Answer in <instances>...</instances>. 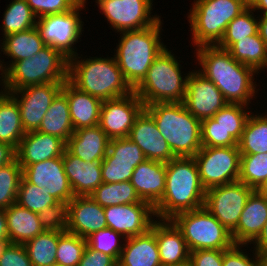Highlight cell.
Masks as SVG:
<instances>
[{
  "label": "cell",
  "mask_w": 267,
  "mask_h": 266,
  "mask_svg": "<svg viewBox=\"0 0 267 266\" xmlns=\"http://www.w3.org/2000/svg\"><path fill=\"white\" fill-rule=\"evenodd\" d=\"M78 55L68 59V80L81 91L102 101L134 91L125 80L114 56L83 58Z\"/></svg>",
  "instance_id": "3957f363"
},
{
  "label": "cell",
  "mask_w": 267,
  "mask_h": 266,
  "mask_svg": "<svg viewBox=\"0 0 267 266\" xmlns=\"http://www.w3.org/2000/svg\"><path fill=\"white\" fill-rule=\"evenodd\" d=\"M1 40V39H0ZM1 43V42H0ZM0 50H1V44H0ZM2 52H0L1 54ZM1 56V55H0ZM0 87L2 86L3 87V84H4V79H5V69H4V66H3V63H2V60L0 59Z\"/></svg>",
  "instance_id": "6125c7cd"
},
{
  "label": "cell",
  "mask_w": 267,
  "mask_h": 266,
  "mask_svg": "<svg viewBox=\"0 0 267 266\" xmlns=\"http://www.w3.org/2000/svg\"><path fill=\"white\" fill-rule=\"evenodd\" d=\"M196 51V52H195ZM194 57L201 69L198 72L212 81L227 103L250 106L258 90L253 68L236 61L227 50L215 46H199Z\"/></svg>",
  "instance_id": "6da1fadb"
},
{
  "label": "cell",
  "mask_w": 267,
  "mask_h": 266,
  "mask_svg": "<svg viewBox=\"0 0 267 266\" xmlns=\"http://www.w3.org/2000/svg\"><path fill=\"white\" fill-rule=\"evenodd\" d=\"M188 12L192 42L199 46L217 45L228 24L249 7V0H194Z\"/></svg>",
  "instance_id": "52a82bcc"
},
{
  "label": "cell",
  "mask_w": 267,
  "mask_h": 266,
  "mask_svg": "<svg viewBox=\"0 0 267 266\" xmlns=\"http://www.w3.org/2000/svg\"><path fill=\"white\" fill-rule=\"evenodd\" d=\"M150 229L156 236L162 266L189 263L190 250L181 231L171 220L156 219Z\"/></svg>",
  "instance_id": "7402d4cb"
},
{
  "label": "cell",
  "mask_w": 267,
  "mask_h": 266,
  "mask_svg": "<svg viewBox=\"0 0 267 266\" xmlns=\"http://www.w3.org/2000/svg\"><path fill=\"white\" fill-rule=\"evenodd\" d=\"M107 228L104 208L89 196H74L69 202L67 232L87 239Z\"/></svg>",
  "instance_id": "ffe728a7"
},
{
  "label": "cell",
  "mask_w": 267,
  "mask_h": 266,
  "mask_svg": "<svg viewBox=\"0 0 267 266\" xmlns=\"http://www.w3.org/2000/svg\"><path fill=\"white\" fill-rule=\"evenodd\" d=\"M16 159V149L6 143L0 142V167L5 166Z\"/></svg>",
  "instance_id": "11a10c76"
},
{
  "label": "cell",
  "mask_w": 267,
  "mask_h": 266,
  "mask_svg": "<svg viewBox=\"0 0 267 266\" xmlns=\"http://www.w3.org/2000/svg\"><path fill=\"white\" fill-rule=\"evenodd\" d=\"M117 266H162L155 233H146L125 239Z\"/></svg>",
  "instance_id": "83f0119b"
},
{
  "label": "cell",
  "mask_w": 267,
  "mask_h": 266,
  "mask_svg": "<svg viewBox=\"0 0 267 266\" xmlns=\"http://www.w3.org/2000/svg\"><path fill=\"white\" fill-rule=\"evenodd\" d=\"M267 179V152L240 156V182L258 190Z\"/></svg>",
  "instance_id": "f35d334b"
},
{
  "label": "cell",
  "mask_w": 267,
  "mask_h": 266,
  "mask_svg": "<svg viewBox=\"0 0 267 266\" xmlns=\"http://www.w3.org/2000/svg\"><path fill=\"white\" fill-rule=\"evenodd\" d=\"M78 266H117V262L109 255L86 246Z\"/></svg>",
  "instance_id": "db71d44e"
},
{
  "label": "cell",
  "mask_w": 267,
  "mask_h": 266,
  "mask_svg": "<svg viewBox=\"0 0 267 266\" xmlns=\"http://www.w3.org/2000/svg\"><path fill=\"white\" fill-rule=\"evenodd\" d=\"M4 210L8 235L12 243L24 244L45 230L40 223L38 213L23 208L17 203Z\"/></svg>",
  "instance_id": "f546056e"
},
{
  "label": "cell",
  "mask_w": 267,
  "mask_h": 266,
  "mask_svg": "<svg viewBox=\"0 0 267 266\" xmlns=\"http://www.w3.org/2000/svg\"><path fill=\"white\" fill-rule=\"evenodd\" d=\"M258 191L267 198V179L263 185L258 189Z\"/></svg>",
  "instance_id": "be15d7a7"
},
{
  "label": "cell",
  "mask_w": 267,
  "mask_h": 266,
  "mask_svg": "<svg viewBox=\"0 0 267 266\" xmlns=\"http://www.w3.org/2000/svg\"><path fill=\"white\" fill-rule=\"evenodd\" d=\"M109 141L97 125L74 131L66 143V149L84 162H101L107 155Z\"/></svg>",
  "instance_id": "4316f807"
},
{
  "label": "cell",
  "mask_w": 267,
  "mask_h": 266,
  "mask_svg": "<svg viewBox=\"0 0 267 266\" xmlns=\"http://www.w3.org/2000/svg\"><path fill=\"white\" fill-rule=\"evenodd\" d=\"M253 249L262 256L267 251V221L258 238L252 243ZM256 245V246H255Z\"/></svg>",
  "instance_id": "9f6ffc18"
},
{
  "label": "cell",
  "mask_w": 267,
  "mask_h": 266,
  "mask_svg": "<svg viewBox=\"0 0 267 266\" xmlns=\"http://www.w3.org/2000/svg\"><path fill=\"white\" fill-rule=\"evenodd\" d=\"M205 193L194 157L173 158L166 163L163 197L154 206L156 219L171 220L179 213L203 207Z\"/></svg>",
  "instance_id": "7a4b0ae2"
},
{
  "label": "cell",
  "mask_w": 267,
  "mask_h": 266,
  "mask_svg": "<svg viewBox=\"0 0 267 266\" xmlns=\"http://www.w3.org/2000/svg\"><path fill=\"white\" fill-rule=\"evenodd\" d=\"M238 62L253 68L258 74L267 70V46L257 32L235 42L228 50Z\"/></svg>",
  "instance_id": "d6a6232c"
},
{
  "label": "cell",
  "mask_w": 267,
  "mask_h": 266,
  "mask_svg": "<svg viewBox=\"0 0 267 266\" xmlns=\"http://www.w3.org/2000/svg\"><path fill=\"white\" fill-rule=\"evenodd\" d=\"M22 177V167L17 159L0 167V208L6 209L15 204Z\"/></svg>",
  "instance_id": "7bdbcfd3"
},
{
  "label": "cell",
  "mask_w": 267,
  "mask_h": 266,
  "mask_svg": "<svg viewBox=\"0 0 267 266\" xmlns=\"http://www.w3.org/2000/svg\"><path fill=\"white\" fill-rule=\"evenodd\" d=\"M9 3L3 14L2 37L26 31L36 26L37 17L26 0H12Z\"/></svg>",
  "instance_id": "8d00e7d4"
},
{
  "label": "cell",
  "mask_w": 267,
  "mask_h": 266,
  "mask_svg": "<svg viewBox=\"0 0 267 266\" xmlns=\"http://www.w3.org/2000/svg\"><path fill=\"white\" fill-rule=\"evenodd\" d=\"M66 143L53 135L32 131L25 133L16 149L22 170L31 164L63 156Z\"/></svg>",
  "instance_id": "44dd1931"
},
{
  "label": "cell",
  "mask_w": 267,
  "mask_h": 266,
  "mask_svg": "<svg viewBox=\"0 0 267 266\" xmlns=\"http://www.w3.org/2000/svg\"><path fill=\"white\" fill-rule=\"evenodd\" d=\"M51 266H62V265H59V264H53V265H51Z\"/></svg>",
  "instance_id": "03108f58"
},
{
  "label": "cell",
  "mask_w": 267,
  "mask_h": 266,
  "mask_svg": "<svg viewBox=\"0 0 267 266\" xmlns=\"http://www.w3.org/2000/svg\"><path fill=\"white\" fill-rule=\"evenodd\" d=\"M61 91L67 97L74 131L99 125L101 99L81 91L68 79L63 83Z\"/></svg>",
  "instance_id": "d4e9b609"
},
{
  "label": "cell",
  "mask_w": 267,
  "mask_h": 266,
  "mask_svg": "<svg viewBox=\"0 0 267 266\" xmlns=\"http://www.w3.org/2000/svg\"><path fill=\"white\" fill-rule=\"evenodd\" d=\"M249 6L257 13L261 15L267 14V0H249ZM260 10V11H259Z\"/></svg>",
  "instance_id": "91938a15"
},
{
  "label": "cell",
  "mask_w": 267,
  "mask_h": 266,
  "mask_svg": "<svg viewBox=\"0 0 267 266\" xmlns=\"http://www.w3.org/2000/svg\"><path fill=\"white\" fill-rule=\"evenodd\" d=\"M254 10L249 6L240 15L235 17L226 27L221 41L217 47L228 50L235 42L258 32V16H254Z\"/></svg>",
  "instance_id": "74e56055"
},
{
  "label": "cell",
  "mask_w": 267,
  "mask_h": 266,
  "mask_svg": "<svg viewBox=\"0 0 267 266\" xmlns=\"http://www.w3.org/2000/svg\"><path fill=\"white\" fill-rule=\"evenodd\" d=\"M248 245L235 244L223 253V266H262V256L255 250L252 251L253 257L247 254L242 247ZM251 256V257H250Z\"/></svg>",
  "instance_id": "f907efd6"
},
{
  "label": "cell",
  "mask_w": 267,
  "mask_h": 266,
  "mask_svg": "<svg viewBox=\"0 0 267 266\" xmlns=\"http://www.w3.org/2000/svg\"><path fill=\"white\" fill-rule=\"evenodd\" d=\"M253 191V188L240 181L212 187L206 190L203 207L232 232Z\"/></svg>",
  "instance_id": "7c38bea8"
},
{
  "label": "cell",
  "mask_w": 267,
  "mask_h": 266,
  "mask_svg": "<svg viewBox=\"0 0 267 266\" xmlns=\"http://www.w3.org/2000/svg\"><path fill=\"white\" fill-rule=\"evenodd\" d=\"M86 1L81 0L68 12L37 18L36 27L45 45L59 50L68 59L78 54L75 44L80 42L83 35L84 22L80 11L85 10Z\"/></svg>",
  "instance_id": "30bf717a"
},
{
  "label": "cell",
  "mask_w": 267,
  "mask_h": 266,
  "mask_svg": "<svg viewBox=\"0 0 267 266\" xmlns=\"http://www.w3.org/2000/svg\"><path fill=\"white\" fill-rule=\"evenodd\" d=\"M258 33L267 46V14L258 16Z\"/></svg>",
  "instance_id": "6f0895ef"
},
{
  "label": "cell",
  "mask_w": 267,
  "mask_h": 266,
  "mask_svg": "<svg viewBox=\"0 0 267 266\" xmlns=\"http://www.w3.org/2000/svg\"><path fill=\"white\" fill-rule=\"evenodd\" d=\"M10 239L8 235V226L5 216V210L0 208V240Z\"/></svg>",
  "instance_id": "680465c9"
},
{
  "label": "cell",
  "mask_w": 267,
  "mask_h": 266,
  "mask_svg": "<svg viewBox=\"0 0 267 266\" xmlns=\"http://www.w3.org/2000/svg\"><path fill=\"white\" fill-rule=\"evenodd\" d=\"M24 247L33 266L56 264L58 231L44 230L36 237L26 241Z\"/></svg>",
  "instance_id": "d590c367"
},
{
  "label": "cell",
  "mask_w": 267,
  "mask_h": 266,
  "mask_svg": "<svg viewBox=\"0 0 267 266\" xmlns=\"http://www.w3.org/2000/svg\"><path fill=\"white\" fill-rule=\"evenodd\" d=\"M63 83L30 85L8 92L20 109L24 131H37L53 99L61 91Z\"/></svg>",
  "instance_id": "9a60e30c"
},
{
  "label": "cell",
  "mask_w": 267,
  "mask_h": 266,
  "mask_svg": "<svg viewBox=\"0 0 267 266\" xmlns=\"http://www.w3.org/2000/svg\"><path fill=\"white\" fill-rule=\"evenodd\" d=\"M262 266H267V251L262 255Z\"/></svg>",
  "instance_id": "e7e4bbea"
},
{
  "label": "cell",
  "mask_w": 267,
  "mask_h": 266,
  "mask_svg": "<svg viewBox=\"0 0 267 266\" xmlns=\"http://www.w3.org/2000/svg\"><path fill=\"white\" fill-rule=\"evenodd\" d=\"M86 246L87 239L67 231H58L56 264L62 266H78Z\"/></svg>",
  "instance_id": "60d3db41"
},
{
  "label": "cell",
  "mask_w": 267,
  "mask_h": 266,
  "mask_svg": "<svg viewBox=\"0 0 267 266\" xmlns=\"http://www.w3.org/2000/svg\"><path fill=\"white\" fill-rule=\"evenodd\" d=\"M25 133L17 101L8 92L0 90V142L17 149Z\"/></svg>",
  "instance_id": "1f68e13d"
},
{
  "label": "cell",
  "mask_w": 267,
  "mask_h": 266,
  "mask_svg": "<svg viewBox=\"0 0 267 266\" xmlns=\"http://www.w3.org/2000/svg\"><path fill=\"white\" fill-rule=\"evenodd\" d=\"M182 266H191L189 263L185 264V265H182Z\"/></svg>",
  "instance_id": "003e7915"
},
{
  "label": "cell",
  "mask_w": 267,
  "mask_h": 266,
  "mask_svg": "<svg viewBox=\"0 0 267 266\" xmlns=\"http://www.w3.org/2000/svg\"><path fill=\"white\" fill-rule=\"evenodd\" d=\"M130 183L141 200L153 207L162 199L166 184V163L146 159L131 176Z\"/></svg>",
  "instance_id": "cb8c5ba5"
},
{
  "label": "cell",
  "mask_w": 267,
  "mask_h": 266,
  "mask_svg": "<svg viewBox=\"0 0 267 266\" xmlns=\"http://www.w3.org/2000/svg\"><path fill=\"white\" fill-rule=\"evenodd\" d=\"M144 109L154 119L175 157H194L202 148L201 121L187 110L184 103H155Z\"/></svg>",
  "instance_id": "5b68a950"
},
{
  "label": "cell",
  "mask_w": 267,
  "mask_h": 266,
  "mask_svg": "<svg viewBox=\"0 0 267 266\" xmlns=\"http://www.w3.org/2000/svg\"><path fill=\"white\" fill-rule=\"evenodd\" d=\"M69 202L57 201L53 206H48L38 213L40 223L45 230H67Z\"/></svg>",
  "instance_id": "7dc6e473"
},
{
  "label": "cell",
  "mask_w": 267,
  "mask_h": 266,
  "mask_svg": "<svg viewBox=\"0 0 267 266\" xmlns=\"http://www.w3.org/2000/svg\"><path fill=\"white\" fill-rule=\"evenodd\" d=\"M68 79V58L46 45L32 58L14 62L6 71L3 91L30 85L64 83Z\"/></svg>",
  "instance_id": "ba28073f"
},
{
  "label": "cell",
  "mask_w": 267,
  "mask_h": 266,
  "mask_svg": "<svg viewBox=\"0 0 267 266\" xmlns=\"http://www.w3.org/2000/svg\"><path fill=\"white\" fill-rule=\"evenodd\" d=\"M125 239L120 233L107 227L90 235L87 238V245L95 251L111 256L118 262Z\"/></svg>",
  "instance_id": "ee69618b"
},
{
  "label": "cell",
  "mask_w": 267,
  "mask_h": 266,
  "mask_svg": "<svg viewBox=\"0 0 267 266\" xmlns=\"http://www.w3.org/2000/svg\"><path fill=\"white\" fill-rule=\"evenodd\" d=\"M171 221L181 231L190 252L228 250L235 245L231 232L204 207L179 213Z\"/></svg>",
  "instance_id": "9c48e42d"
},
{
  "label": "cell",
  "mask_w": 267,
  "mask_h": 266,
  "mask_svg": "<svg viewBox=\"0 0 267 266\" xmlns=\"http://www.w3.org/2000/svg\"><path fill=\"white\" fill-rule=\"evenodd\" d=\"M165 48L154 60L134 92L144 106L155 103H183L188 74L183 76L180 60Z\"/></svg>",
  "instance_id": "8992f818"
},
{
  "label": "cell",
  "mask_w": 267,
  "mask_h": 266,
  "mask_svg": "<svg viewBox=\"0 0 267 266\" xmlns=\"http://www.w3.org/2000/svg\"><path fill=\"white\" fill-rule=\"evenodd\" d=\"M37 131L56 136L65 143L74 133L69 104L62 91L53 99Z\"/></svg>",
  "instance_id": "4dcf8cb0"
},
{
  "label": "cell",
  "mask_w": 267,
  "mask_h": 266,
  "mask_svg": "<svg viewBox=\"0 0 267 266\" xmlns=\"http://www.w3.org/2000/svg\"><path fill=\"white\" fill-rule=\"evenodd\" d=\"M240 156L238 146L202 147L194 159L205 190L237 182L240 176Z\"/></svg>",
  "instance_id": "8fae6325"
},
{
  "label": "cell",
  "mask_w": 267,
  "mask_h": 266,
  "mask_svg": "<svg viewBox=\"0 0 267 266\" xmlns=\"http://www.w3.org/2000/svg\"><path fill=\"white\" fill-rule=\"evenodd\" d=\"M112 30L124 32L154 25L161 16L152 14L153 0H95Z\"/></svg>",
  "instance_id": "4fadbf2b"
},
{
  "label": "cell",
  "mask_w": 267,
  "mask_h": 266,
  "mask_svg": "<svg viewBox=\"0 0 267 266\" xmlns=\"http://www.w3.org/2000/svg\"><path fill=\"white\" fill-rule=\"evenodd\" d=\"M238 148L241 155L267 152V112L250 113L238 141Z\"/></svg>",
  "instance_id": "836d02e7"
},
{
  "label": "cell",
  "mask_w": 267,
  "mask_h": 266,
  "mask_svg": "<svg viewBox=\"0 0 267 266\" xmlns=\"http://www.w3.org/2000/svg\"><path fill=\"white\" fill-rule=\"evenodd\" d=\"M136 162L101 161L103 183H120L130 181Z\"/></svg>",
  "instance_id": "c3c4849f"
},
{
  "label": "cell",
  "mask_w": 267,
  "mask_h": 266,
  "mask_svg": "<svg viewBox=\"0 0 267 266\" xmlns=\"http://www.w3.org/2000/svg\"><path fill=\"white\" fill-rule=\"evenodd\" d=\"M146 160L140 147L127 138L111 139L107 155L102 161L136 162L138 165Z\"/></svg>",
  "instance_id": "f6af8a7d"
},
{
  "label": "cell",
  "mask_w": 267,
  "mask_h": 266,
  "mask_svg": "<svg viewBox=\"0 0 267 266\" xmlns=\"http://www.w3.org/2000/svg\"><path fill=\"white\" fill-rule=\"evenodd\" d=\"M161 18L152 26L120 32L113 55L120 70L134 89L146 76L156 57L167 47L161 41Z\"/></svg>",
  "instance_id": "277c9868"
},
{
  "label": "cell",
  "mask_w": 267,
  "mask_h": 266,
  "mask_svg": "<svg viewBox=\"0 0 267 266\" xmlns=\"http://www.w3.org/2000/svg\"><path fill=\"white\" fill-rule=\"evenodd\" d=\"M202 147L238 146V142L227 131L222 129L214 118L201 121Z\"/></svg>",
  "instance_id": "bcb514c9"
},
{
  "label": "cell",
  "mask_w": 267,
  "mask_h": 266,
  "mask_svg": "<svg viewBox=\"0 0 267 266\" xmlns=\"http://www.w3.org/2000/svg\"><path fill=\"white\" fill-rule=\"evenodd\" d=\"M12 244L10 239H2L0 240V257L4 254V252L9 248Z\"/></svg>",
  "instance_id": "94428289"
},
{
  "label": "cell",
  "mask_w": 267,
  "mask_h": 266,
  "mask_svg": "<svg viewBox=\"0 0 267 266\" xmlns=\"http://www.w3.org/2000/svg\"><path fill=\"white\" fill-rule=\"evenodd\" d=\"M249 106L227 103L212 118L227 131L237 142L243 133L245 123L251 113ZM248 110V111H247Z\"/></svg>",
  "instance_id": "ab89813d"
},
{
  "label": "cell",
  "mask_w": 267,
  "mask_h": 266,
  "mask_svg": "<svg viewBox=\"0 0 267 266\" xmlns=\"http://www.w3.org/2000/svg\"><path fill=\"white\" fill-rule=\"evenodd\" d=\"M89 197L103 208L132 203H148L140 199L130 181L102 183Z\"/></svg>",
  "instance_id": "e575fe53"
},
{
  "label": "cell",
  "mask_w": 267,
  "mask_h": 266,
  "mask_svg": "<svg viewBox=\"0 0 267 266\" xmlns=\"http://www.w3.org/2000/svg\"><path fill=\"white\" fill-rule=\"evenodd\" d=\"M2 39L1 52L8 59L11 58L10 64L2 61L5 71L14 62L32 58L46 46L36 26L26 31L8 34Z\"/></svg>",
  "instance_id": "f1b7e54d"
},
{
  "label": "cell",
  "mask_w": 267,
  "mask_h": 266,
  "mask_svg": "<svg viewBox=\"0 0 267 266\" xmlns=\"http://www.w3.org/2000/svg\"><path fill=\"white\" fill-rule=\"evenodd\" d=\"M144 107L134 91L122 97L104 100L100 109L99 126L110 140L127 138Z\"/></svg>",
  "instance_id": "5bb4252c"
},
{
  "label": "cell",
  "mask_w": 267,
  "mask_h": 266,
  "mask_svg": "<svg viewBox=\"0 0 267 266\" xmlns=\"http://www.w3.org/2000/svg\"><path fill=\"white\" fill-rule=\"evenodd\" d=\"M107 227L125 238L146 233L155 221L150 203H132L104 207Z\"/></svg>",
  "instance_id": "e0dca14e"
},
{
  "label": "cell",
  "mask_w": 267,
  "mask_h": 266,
  "mask_svg": "<svg viewBox=\"0 0 267 266\" xmlns=\"http://www.w3.org/2000/svg\"><path fill=\"white\" fill-rule=\"evenodd\" d=\"M22 176L39 188L45 187L57 201H71L74 198L62 156L26 166L22 170Z\"/></svg>",
  "instance_id": "ac0fdd59"
},
{
  "label": "cell",
  "mask_w": 267,
  "mask_h": 266,
  "mask_svg": "<svg viewBox=\"0 0 267 266\" xmlns=\"http://www.w3.org/2000/svg\"><path fill=\"white\" fill-rule=\"evenodd\" d=\"M267 221V198L258 190L248 197L237 227L231 232L235 244L252 245Z\"/></svg>",
  "instance_id": "603a6c76"
},
{
  "label": "cell",
  "mask_w": 267,
  "mask_h": 266,
  "mask_svg": "<svg viewBox=\"0 0 267 266\" xmlns=\"http://www.w3.org/2000/svg\"><path fill=\"white\" fill-rule=\"evenodd\" d=\"M226 250H194L190 252L189 264L191 266H223V253Z\"/></svg>",
  "instance_id": "f5cc1de1"
},
{
  "label": "cell",
  "mask_w": 267,
  "mask_h": 266,
  "mask_svg": "<svg viewBox=\"0 0 267 266\" xmlns=\"http://www.w3.org/2000/svg\"><path fill=\"white\" fill-rule=\"evenodd\" d=\"M0 266H33L23 244L12 243L0 257Z\"/></svg>",
  "instance_id": "816d5d0a"
},
{
  "label": "cell",
  "mask_w": 267,
  "mask_h": 266,
  "mask_svg": "<svg viewBox=\"0 0 267 266\" xmlns=\"http://www.w3.org/2000/svg\"><path fill=\"white\" fill-rule=\"evenodd\" d=\"M46 188L29 183L23 176L21 177L17 193L16 203L34 213H40L48 206H53L57 200L52 197Z\"/></svg>",
  "instance_id": "b9f144b4"
},
{
  "label": "cell",
  "mask_w": 267,
  "mask_h": 266,
  "mask_svg": "<svg viewBox=\"0 0 267 266\" xmlns=\"http://www.w3.org/2000/svg\"><path fill=\"white\" fill-rule=\"evenodd\" d=\"M62 160L74 196H90L103 183L101 162H84L67 149Z\"/></svg>",
  "instance_id": "484cf974"
},
{
  "label": "cell",
  "mask_w": 267,
  "mask_h": 266,
  "mask_svg": "<svg viewBox=\"0 0 267 266\" xmlns=\"http://www.w3.org/2000/svg\"><path fill=\"white\" fill-rule=\"evenodd\" d=\"M128 138L140 147L146 159L167 163L175 158L154 119L145 109L136 117Z\"/></svg>",
  "instance_id": "d6986e66"
},
{
  "label": "cell",
  "mask_w": 267,
  "mask_h": 266,
  "mask_svg": "<svg viewBox=\"0 0 267 266\" xmlns=\"http://www.w3.org/2000/svg\"><path fill=\"white\" fill-rule=\"evenodd\" d=\"M37 18L72 10L81 0H26Z\"/></svg>",
  "instance_id": "681fc988"
},
{
  "label": "cell",
  "mask_w": 267,
  "mask_h": 266,
  "mask_svg": "<svg viewBox=\"0 0 267 266\" xmlns=\"http://www.w3.org/2000/svg\"><path fill=\"white\" fill-rule=\"evenodd\" d=\"M184 105L200 121L212 118L226 104L221 91L197 70L188 71Z\"/></svg>",
  "instance_id": "2e32d148"
}]
</instances>
